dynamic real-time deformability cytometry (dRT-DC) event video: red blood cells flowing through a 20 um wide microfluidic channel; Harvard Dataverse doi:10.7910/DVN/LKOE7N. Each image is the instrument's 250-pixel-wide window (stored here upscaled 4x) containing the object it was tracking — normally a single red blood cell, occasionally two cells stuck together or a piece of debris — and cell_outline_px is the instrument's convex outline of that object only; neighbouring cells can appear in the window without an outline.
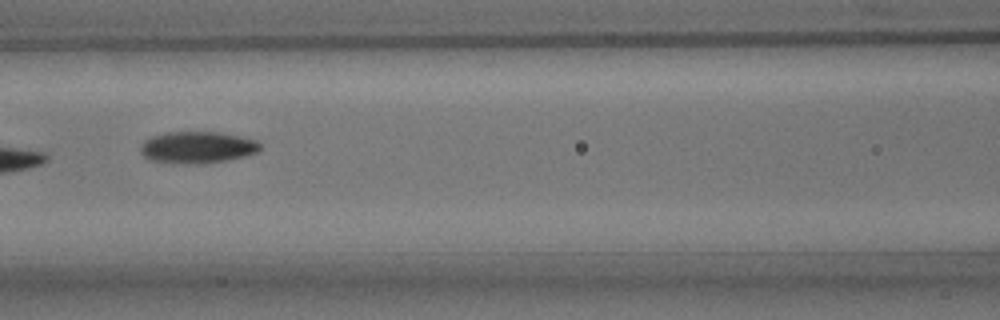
{"species": "common noctule bat (a hibernating species)", "species_latin": "Nyctalus noctula", "temperature_condition": "room temperature", "stored_images_in_passage": 9, "camera_frame_rate_fps": 3000, "um_per_image_px": 0.085, "animal": {"sex": "male", "body_mass_g": 15.6}, "frame": {"image": 1, "passage_image": 6, "time_ms": 1.667, "image_size_px": [1000, 320], "cell_outline_px": [[260, 148], [256, 152], [244, 156], [228, 160], [208, 164], [184, 164], [148, 160], [140, 152], [140, 144], [144, 140], [152, 136], [168, 132], [220, 132], [256, 140], [260, 144]], "centroid_in_image_um": [16.73, 12.54], "position_along_channel_um": 149.9, "area_um2": 22.31}}
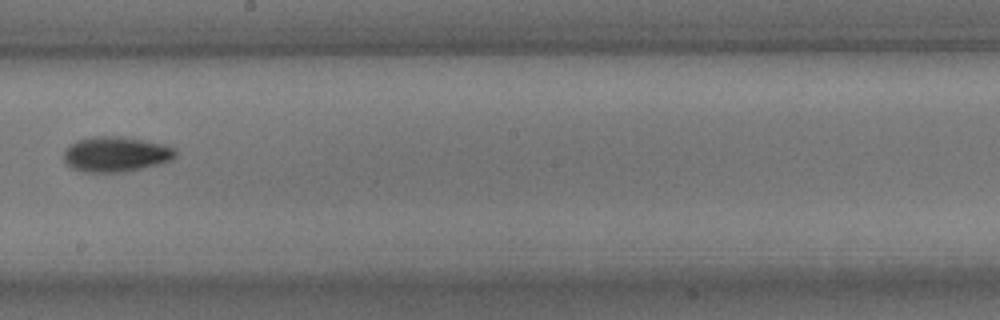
{"frame": {"image": 2, "passage_image": 8, "time_ms": 2.333, "image_size_px": [1000, 320], "cell_outline_px": [[176, 156], [172, 160], [124, 172], [84, 172], [72, 168], [64, 160], [64, 152], [76, 140], [92, 136], [120, 136], [164, 144], [176, 148]], "centroid_in_image_um": [9.85, 13.1], "position_along_channel_um": 238.3, "area_um2": 22.77}}
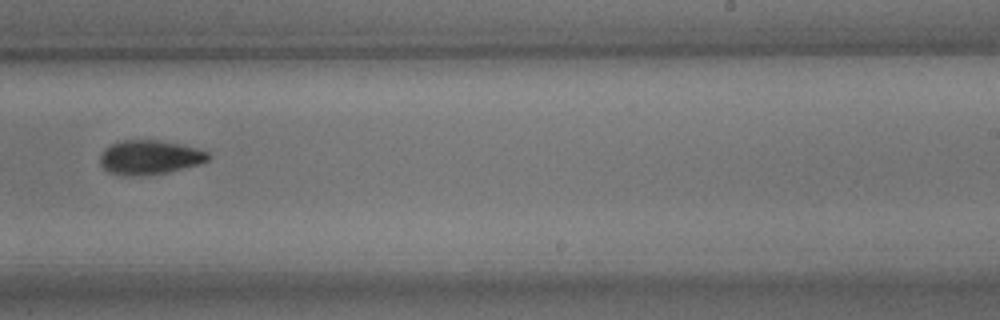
{"frame": {"image": 3, "passage_image": 9, "time_ms": 2.667, "image_size_px": [1000, 320], "cell_outline_px": [[212, 156], [208, 160], [200, 164], [168, 172], [108, 172], [100, 164], [100, 156], [104, 148], [120, 140], [156, 140], [196, 148], [208, 152]], "centroid_in_image_um": [12.76, 13.31], "position_along_channel_um": 276.2, "area_um2": 20.52}}